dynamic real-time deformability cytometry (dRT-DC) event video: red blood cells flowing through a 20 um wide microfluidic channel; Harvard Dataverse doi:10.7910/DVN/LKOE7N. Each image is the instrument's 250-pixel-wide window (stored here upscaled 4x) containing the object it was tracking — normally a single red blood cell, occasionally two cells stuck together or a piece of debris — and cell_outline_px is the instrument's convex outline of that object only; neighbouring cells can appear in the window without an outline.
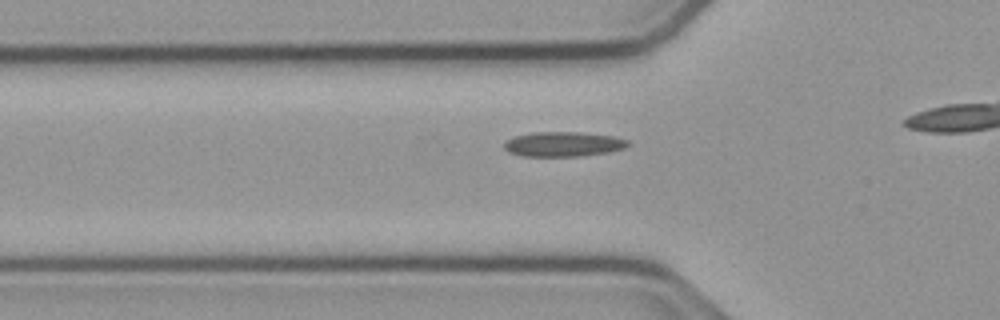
{"species": "common noctule bat (a hibernating species)", "species_latin": "Nyctalus noctula", "temperature_condition": "cold", "stored_images_in_passage": 15, "camera_frame_rate_fps": 3000, "um_per_image_px": 0.085, "animal": {"sex": "male", "body_mass_g": 23.1, "forearm_length_mm": 52.7}, "frame": {"image": 1, "passage_image": 6, "time_ms": 1.667, "image_size_px": [1000, 320], "cell_outline_px": [[632, 144], [624, 148], [608, 152], [580, 156], [524, 156], [508, 152], [504, 148], [504, 144], [508, 140], [516, 136], [532, 132], [580, 132], [612, 136], [628, 140]], "centroid_in_image_um": [47.9, 12.25], "position_along_channel_um": 77.9, "area_um2": 17.8}}
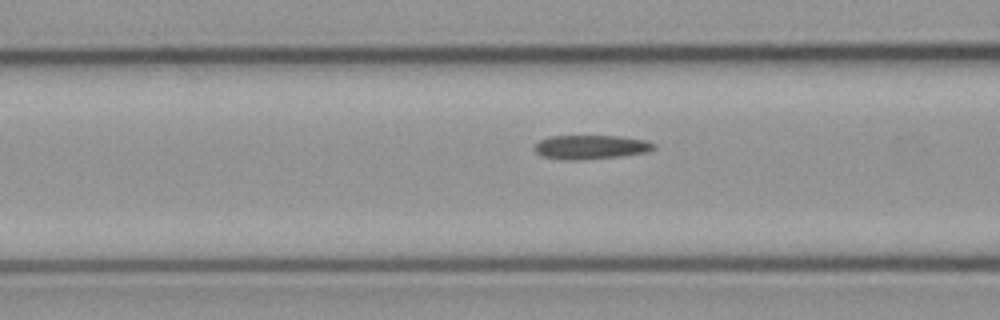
{"frame": {"image": 2, "passage_image": 9, "time_ms": 2.667, "image_size_px": [1000, 320], "cell_outline_px": [[656, 148], [648, 152], [620, 156], [584, 160], [560, 160], [540, 156], [532, 148], [540, 140], [548, 136], [620, 136], [644, 140], [656, 144]], "centroid_in_image_um": [50.18, 12.51], "position_along_channel_um": 116.4, "area_um2": 16.99}}
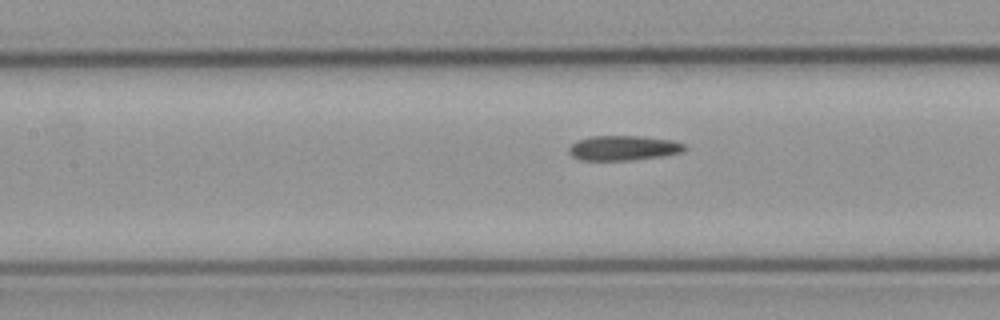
{"frame": {"image": 3, "passage_image": 12, "time_ms": 3.667, "image_size_px": [1000, 320], "cell_outline_px": [[688, 148], [684, 152], [660, 156], [632, 160], [580, 160], [572, 156], [568, 152], [568, 148], [576, 140], [592, 136], [640, 136], [672, 140], [684, 144]], "centroid_in_image_um": [52.98, 12.58], "position_along_channel_um": 154.4, "area_um2": 16.82}}